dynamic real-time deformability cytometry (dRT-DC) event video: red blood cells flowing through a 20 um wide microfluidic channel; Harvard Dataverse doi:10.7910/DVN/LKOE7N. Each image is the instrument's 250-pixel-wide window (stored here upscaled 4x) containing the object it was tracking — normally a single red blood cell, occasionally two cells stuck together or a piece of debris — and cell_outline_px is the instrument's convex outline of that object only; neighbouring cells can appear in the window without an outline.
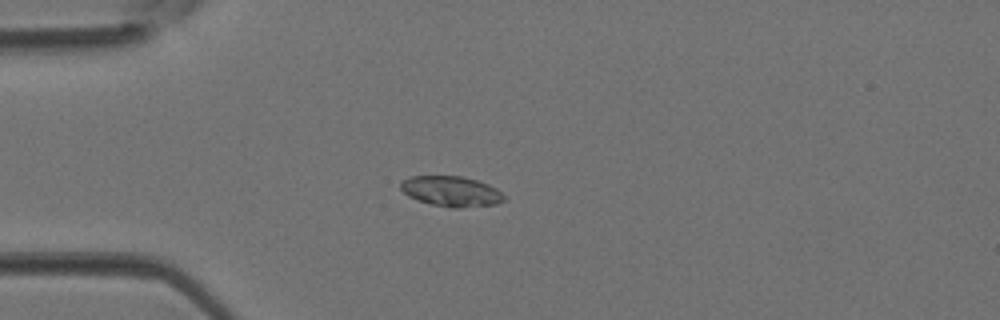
{"species": "Egyptian fruit bat (a non-hibernating species)", "species_latin": "Rousettus aegyptiacus", "temperature_condition": "room temperature", "stored_images_in_passage": 4, "camera_frame_rate_fps": 3000, "um_per_image_px": 0.085, "animal": {"sex": "female"}, "frame": {"image": 1, "passage_image": 3, "time_ms": 0.667, "image_size_px": [1000, 320], "cell_outline_px": [[504, 200], [496, 204], [460, 208], [452, 208], [432, 204], [408, 196], [400, 188], [400, 184], [404, 180], [412, 176], [460, 176], [476, 180], [488, 184], [496, 188], [504, 196]], "centroid_in_image_um": [38.36, 16.26], "position_along_channel_um": 46.6, "area_um2": 18.03}}
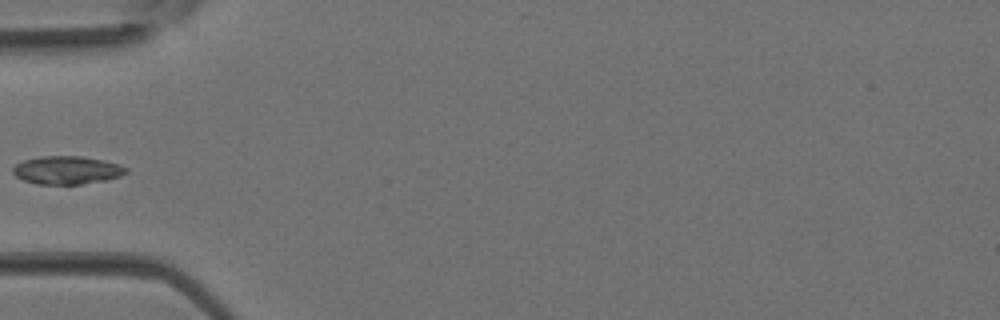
{"frame": {"image": 2, "passage_image": 4, "time_ms": 1.0, "image_size_px": [1000, 320], "cell_outline_px": [[128, 172], [120, 176], [104, 180], [80, 184], [36, 184], [24, 180], [16, 176], [12, 172], [12, 168], [16, 164], [24, 160], [40, 156], [80, 156], [104, 160], [120, 164], [128, 168]], "centroid_in_image_um": [5.69, 14.45], "position_along_channel_um": 79.3, "area_um2": 18.55}}